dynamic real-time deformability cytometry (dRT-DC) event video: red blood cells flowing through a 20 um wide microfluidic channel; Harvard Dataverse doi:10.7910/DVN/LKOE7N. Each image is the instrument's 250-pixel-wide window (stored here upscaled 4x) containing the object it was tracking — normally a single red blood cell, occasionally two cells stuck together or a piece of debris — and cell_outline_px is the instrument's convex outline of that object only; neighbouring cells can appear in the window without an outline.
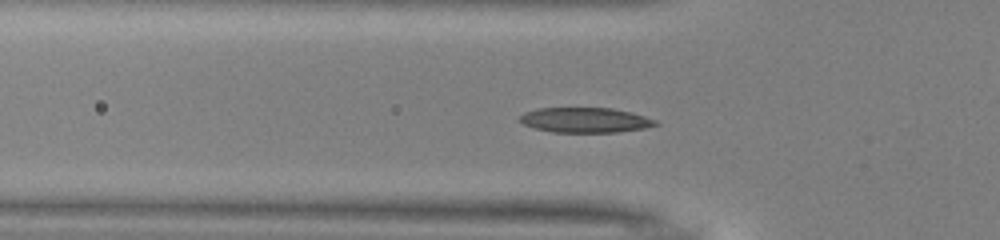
{"species": "common noctule bat (a hibernating species)", "species_latin": "Nyctalus noctula", "temperature_condition": "warm", "stored_images_in_passage": 46, "camera_frame_rate_fps": 3000, "um_per_image_px": 0.085, "animal": {"sex": "male", "body_mass_g": 13.0, "forearm_length_mm": 53.1}, "frame": {"image": 1, "passage_image": 12, "time_ms": 3.667, "image_size_px": [1000, 240], "cell_outline_px": [[660, 124], [644, 128], [616, 132], [552, 132], [536, 128], [524, 124], [516, 120], [524, 112], [536, 108], [612, 108], [632, 112], [656, 120]], "centroid_in_image_um": [49.72, 10.2], "position_along_channel_um": 76.1, "area_um2": 19.83}}
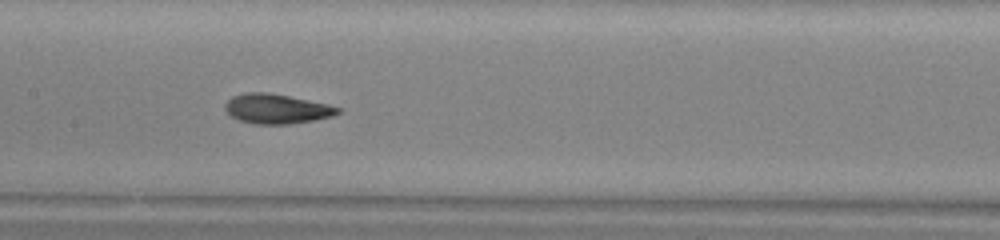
{"frame": {"image": 2, "passage_image": 20, "time_ms": 6.333, "image_size_px": [1000, 240], "cell_outline_px": [[340, 112], [332, 116], [312, 120], [288, 124], [252, 124], [240, 120], [232, 116], [224, 108], [224, 104], [232, 96], [248, 92], [268, 92], [328, 104], [340, 108]], "centroid_in_image_um": [23.49, 9.24], "position_along_channel_um": 183.9, "area_um2": 19.31}}
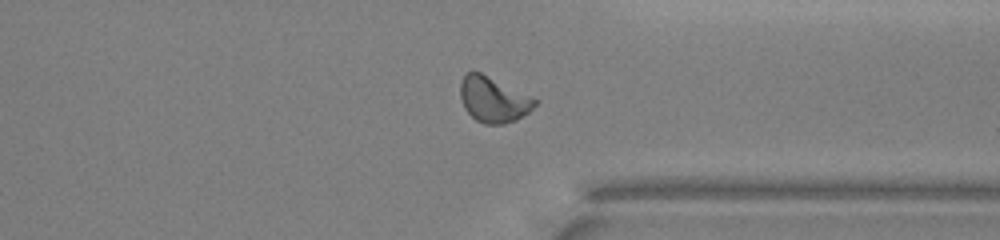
{"frame": {"image": 3, "passage_image": 34, "time_ms": 11.0, "image_size_px": [1000, 240], "cell_outline_px": [[540, 100], [528, 112], [516, 120], [504, 124], [484, 124], [476, 120], [464, 108], [460, 96], [460, 80], [472, 68]], "centroid_in_image_um": [41.92, 8.44], "position_along_channel_um": 369.5, "area_um2": 19.94}, "authors_computed_cell_mechanics": {"area_um2": 19.2763, "velocity_mm_per_s": 4.025, "shape_relaxation_time_tau1_ms": 3.3305, "shape_relaxation_time_tau2_ms": 1.2001, "deformation_change_tau1": 0.155, "deformation_change_tau2": 0.0806}}